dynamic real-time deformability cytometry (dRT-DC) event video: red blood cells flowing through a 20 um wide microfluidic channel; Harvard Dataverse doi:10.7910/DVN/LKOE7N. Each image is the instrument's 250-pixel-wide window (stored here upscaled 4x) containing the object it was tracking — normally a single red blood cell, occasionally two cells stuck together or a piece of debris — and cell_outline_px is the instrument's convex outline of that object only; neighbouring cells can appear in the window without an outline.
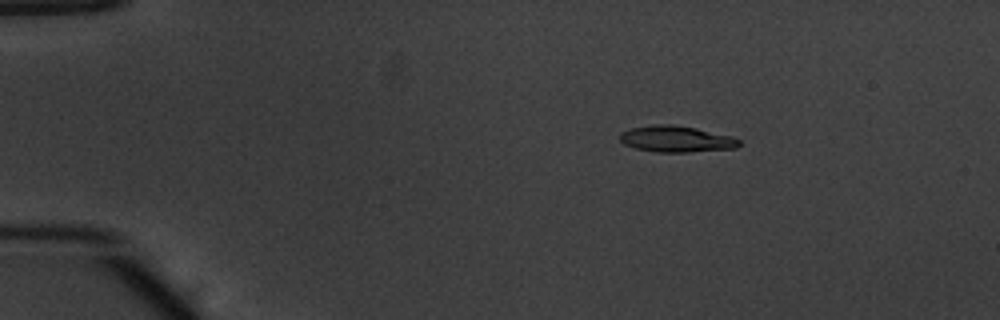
{"species": "common noctule bat (a hibernating species)", "species_latin": "Nyctalus noctula", "temperature_condition": "warm", "stored_images_in_passage": 54, "camera_frame_rate_fps": 3000, "um_per_image_px": 0.085, "animal": {"sex": "male", "body_mass_g": 20.1, "forearm_length_mm": 53.5}, "frame": {"image": 1, "passage_image": 10, "time_ms": 3.0, "image_size_px": [1000, 320], "cell_outline_px": [[740, 144], [736, 148], [688, 152], [656, 152], [636, 148], [624, 144], [620, 140], [620, 132], [632, 128], [652, 124], [672, 124], [696, 128], [732, 136], [740, 140]], "centroid_in_image_um": [57.48, 11.81], "position_along_channel_um": 27.5, "area_um2": 18.26}}
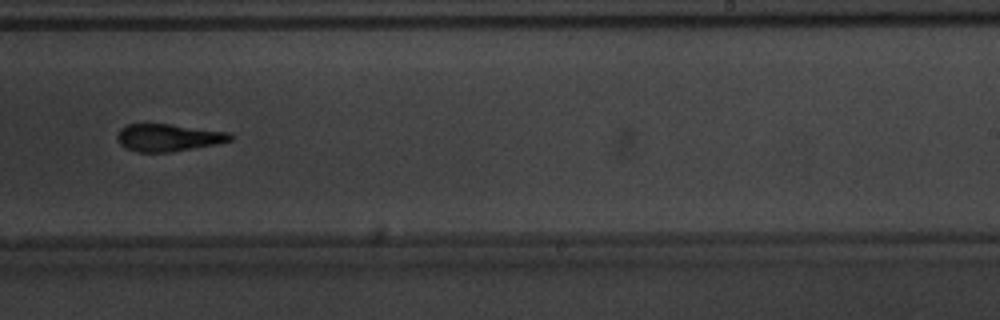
{"frame": {"image": 2, "passage_image": 35, "time_ms": 11.333, "image_size_px": [1000, 320], "cell_outline_px": [[236, 136], [232, 140], [216, 144], [172, 152], [136, 152], [120, 144], [116, 136], [120, 128], [128, 124], [168, 124], [232, 132]], "centroid_in_image_um": [14.35, 11.69], "position_along_channel_um": 274.6, "area_um2": 18.15}}
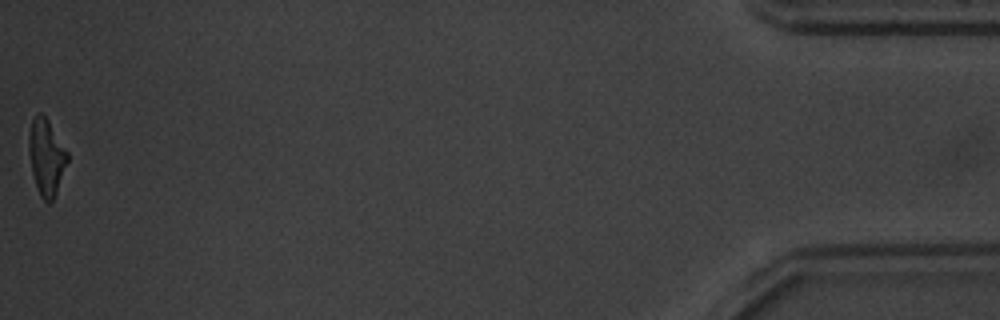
{"frame": {"image": 3, "passage_image": 54, "time_ms": 17.667, "image_size_px": [1000, 320], "cell_outline_px": [[68, 160], [56, 192], [52, 200], [48, 204], [40, 196], [32, 172], [28, 148], [28, 136], [32, 120], [40, 112], [48, 120], [68, 152]], "centroid_in_image_um": [3.93, 13.34], "position_along_channel_um": 431.3, "area_um2": 16.82}, "authors_computed_cell_mechanics": {"area_um2": 18.1492, "velocity_mm_per_s": 3.8776, "shape_relaxation_time_tau1_ms": 3.2878, "shape_relaxation_time_tau2_ms": 2.0134, "deformation_change_tau1": 0.1823, "deformation_change_tau2": 0.1213}}